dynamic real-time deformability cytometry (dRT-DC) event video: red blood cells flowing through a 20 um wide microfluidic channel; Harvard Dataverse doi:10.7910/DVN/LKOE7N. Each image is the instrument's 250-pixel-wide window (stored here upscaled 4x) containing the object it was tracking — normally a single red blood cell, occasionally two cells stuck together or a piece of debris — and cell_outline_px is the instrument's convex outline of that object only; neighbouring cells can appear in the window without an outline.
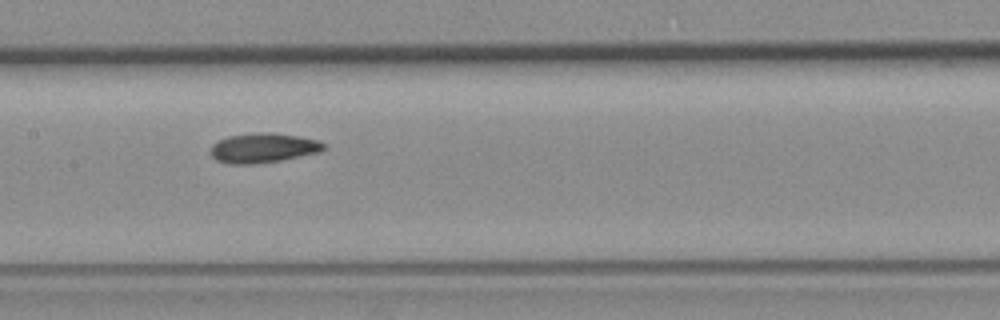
{"species": "common noctule bat (a hibernating species)", "species_latin": "Nyctalus noctula", "temperature_condition": "room temperature", "stored_images_in_passage": 9, "camera_frame_rate_fps": 3000, "um_per_image_px": 0.085, "animal": {"sex": "female", "body_mass_g": 19.3, "forearm_length_mm": 54.1}, "frame": {"image": 1, "passage_image": 8, "time_ms": 2.333, "image_size_px": [1000, 320], "cell_outline_px": [[328, 148], [320, 152], [280, 160], [256, 164], [228, 164], [216, 160], [208, 152], [212, 144], [228, 136], [268, 132], [296, 136], [320, 140]], "centroid_in_image_um": [22.36, 12.59], "position_along_channel_um": 185.0, "area_um2": 19.54}}
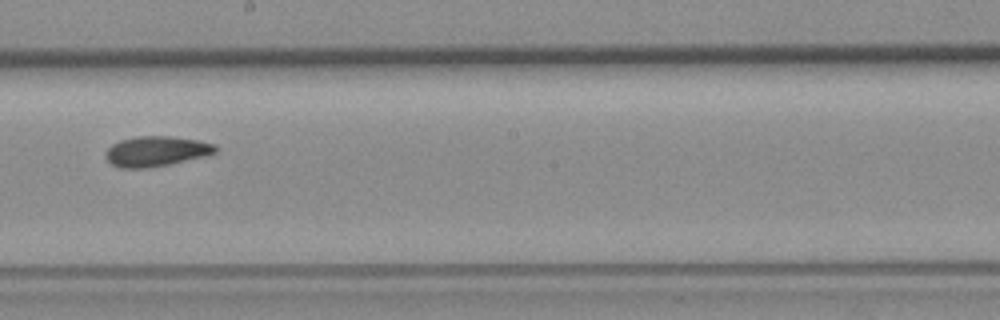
{"frame": {"image": 2, "passage_image": 9, "time_ms": 2.667, "image_size_px": [1000, 320], "cell_outline_px": [[216, 152], [204, 156], [168, 164], [148, 168], [120, 168], [112, 164], [104, 156], [104, 152], [112, 144], [120, 140], [136, 136], [172, 136], [196, 140], [216, 144]], "centroid_in_image_um": [13.23, 12.85], "position_along_channel_um": 235.0, "area_um2": 19.25}}